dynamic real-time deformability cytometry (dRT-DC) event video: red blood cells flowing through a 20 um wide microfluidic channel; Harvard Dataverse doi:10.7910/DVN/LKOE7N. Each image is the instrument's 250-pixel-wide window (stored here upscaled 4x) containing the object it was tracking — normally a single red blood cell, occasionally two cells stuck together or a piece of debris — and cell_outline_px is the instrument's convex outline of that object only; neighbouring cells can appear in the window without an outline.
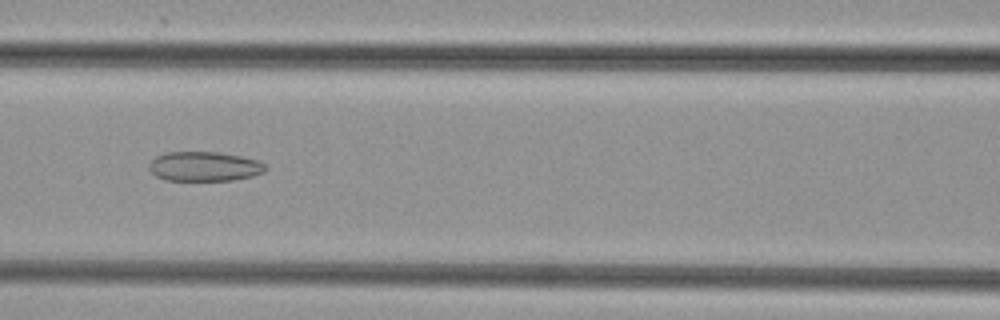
{"species": "common noctule bat (a hibernating species)", "species_latin": "Nyctalus noctula", "temperature_condition": "cold", "stored_images_in_passage": 41, "camera_frame_rate_fps": 3000, "um_per_image_px": 0.085, "animal": {"sex": "female", "body_mass_g": 29.2, "forearm_length_mm": 56.3}, "frame": {"image": 1, "passage_image": 15, "time_ms": 4.667, "image_size_px": [1000, 320], "cell_outline_px": [[268, 168], [264, 172], [252, 176], [232, 180], [164, 180], [156, 176], [148, 168], [148, 164], [156, 156], [168, 152], [220, 152], [240, 156], [256, 160], [264, 164]], "centroid_in_image_um": [17.35, 14.14], "position_along_channel_um": 149.2, "area_um2": 20.0}}
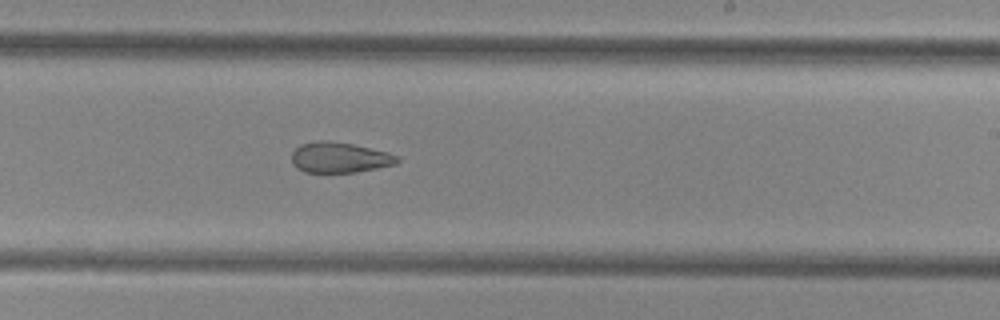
{"frame": {"image": 2, "passage_image": 23, "time_ms": 7.333, "image_size_px": [1000, 320], "cell_outline_px": [[400, 160], [396, 164], [356, 172], [304, 172], [296, 168], [292, 164], [292, 152], [300, 144], [320, 140], [352, 144], [388, 152], [400, 156]], "centroid_in_image_um": [28.86, 13.39], "position_along_channel_um": 260.1, "area_um2": 18.73}}
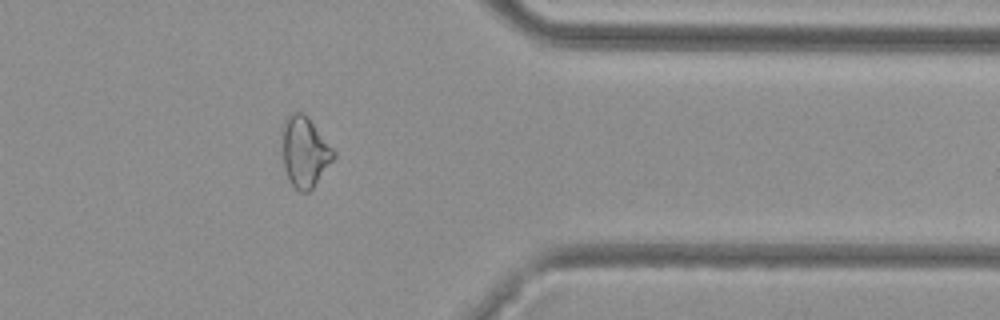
{"frame": {"image": 3, "passage_image": 33, "time_ms": 10.667, "image_size_px": [1000, 320], "cell_outline_px": [[336, 156], [312, 188], [308, 192], [300, 192], [288, 180], [284, 168], [280, 128], [284, 120], [292, 112], [304, 112], [308, 116], [336, 152]], "centroid_in_image_um": [25.87, 12.87], "position_along_channel_um": 385.5, "area_um2": 21.44}}